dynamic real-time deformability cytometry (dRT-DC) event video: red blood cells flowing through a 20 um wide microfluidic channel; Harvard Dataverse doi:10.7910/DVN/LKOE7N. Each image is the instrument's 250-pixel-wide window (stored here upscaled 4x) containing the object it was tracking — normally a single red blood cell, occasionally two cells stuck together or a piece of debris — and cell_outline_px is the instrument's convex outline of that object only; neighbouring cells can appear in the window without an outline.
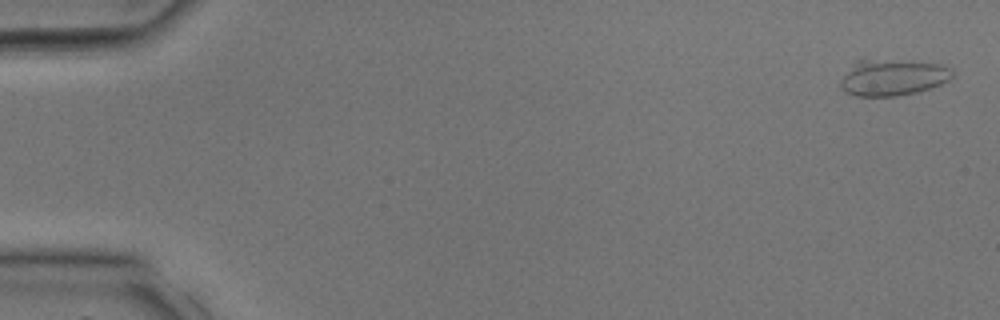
{"species": "common noctule bat (a hibernating species)", "species_latin": "Nyctalus noctula", "temperature_condition": "room temperature", "stored_images_in_passage": 34, "camera_frame_rate_fps": 3000, "um_per_image_px": 0.085, "animal": {"sex": "male", "body_mass_g": 17.9, "forearm_length_mm": 54.2}, "frame": {"image": 1, "passage_image": 1, "time_ms": 0.0, "image_size_px": [1000, 320], "cell_outline_px": [[952, 76], [948, 80], [940, 84], [916, 92], [896, 96], [856, 96], [844, 92], [840, 88], [840, 80], [856, 60], [864, 60], [944, 64], [952, 68]], "centroid_in_image_um": [75.85, 6.61], "position_along_channel_um": 9.2, "area_um2": 23.12}}
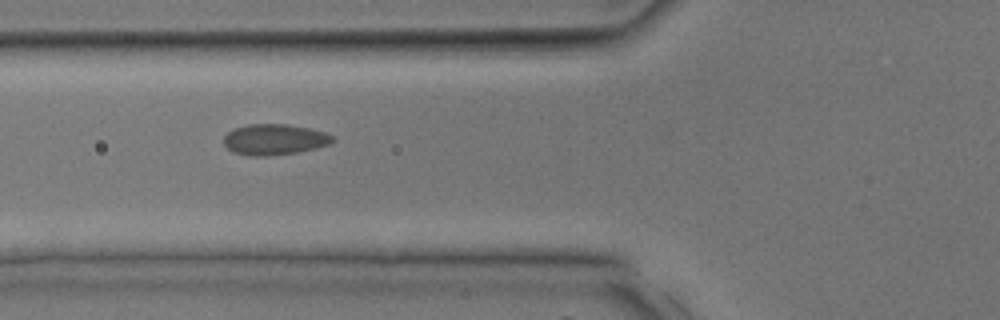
{"frame": {"image": 2, "passage_image": 13, "time_ms": 4.0, "image_size_px": [1000, 320], "cell_outline_px": [[336, 140], [332, 144], [316, 148], [296, 152], [268, 156], [248, 156], [232, 152], [224, 144], [224, 136], [228, 132], [236, 128], [248, 124], [288, 124], [308, 128], [324, 132], [332, 136]], "centroid_in_image_um": [23.33, 11.86], "position_along_channel_um": 102.5, "area_um2": 19.59}}
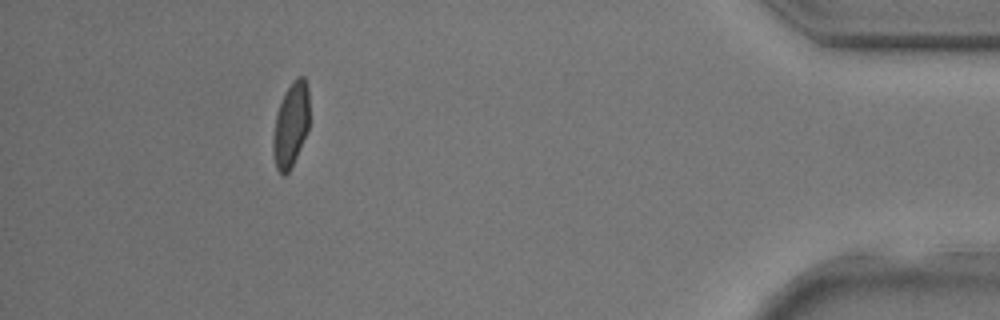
{"frame": {"image": 3, "passage_image": 31, "time_ms": 10.0, "image_size_px": [1000, 320], "cell_outline_px": [[308, 128], [296, 156], [288, 172], [284, 176], [280, 176], [276, 168], [272, 152], [272, 136], [276, 112], [292, 80], [296, 76], [304, 76], [308, 88]], "centroid_in_image_um": [24.69, 10.62], "position_along_channel_um": 410.5, "area_um2": 17.8}}